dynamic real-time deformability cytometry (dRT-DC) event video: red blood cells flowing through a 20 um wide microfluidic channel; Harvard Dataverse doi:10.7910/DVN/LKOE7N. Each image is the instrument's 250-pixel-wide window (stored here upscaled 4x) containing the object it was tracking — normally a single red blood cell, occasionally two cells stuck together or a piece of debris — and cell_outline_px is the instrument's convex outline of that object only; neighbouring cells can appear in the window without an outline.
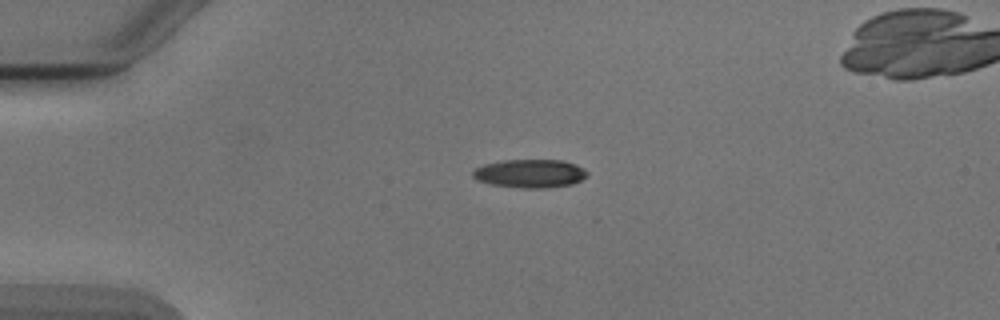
{"species": "Egyptian fruit bat (a non-hibernating species)", "species_latin": "Rousettus aegyptiacus", "temperature_condition": "cold", "stored_images_in_passage": 2, "camera_frame_rate_fps": 3000, "um_per_image_px": 0.085, "animal": {"sex": "male"}, "frame": {"image": 1, "passage_image": 1, "time_ms": 0.0, "image_size_px": [1000, 320], "cell_outline_px": [[588, 176], [572, 184], [548, 188], [520, 188], [492, 184], [476, 180], [472, 176], [472, 172], [476, 168], [484, 164], [504, 160], [560, 160], [576, 164], [584, 168], [588, 172]], "centroid_in_image_um": [45.06, 14.75], "position_along_channel_um": 39.9, "area_um2": 19.02}}